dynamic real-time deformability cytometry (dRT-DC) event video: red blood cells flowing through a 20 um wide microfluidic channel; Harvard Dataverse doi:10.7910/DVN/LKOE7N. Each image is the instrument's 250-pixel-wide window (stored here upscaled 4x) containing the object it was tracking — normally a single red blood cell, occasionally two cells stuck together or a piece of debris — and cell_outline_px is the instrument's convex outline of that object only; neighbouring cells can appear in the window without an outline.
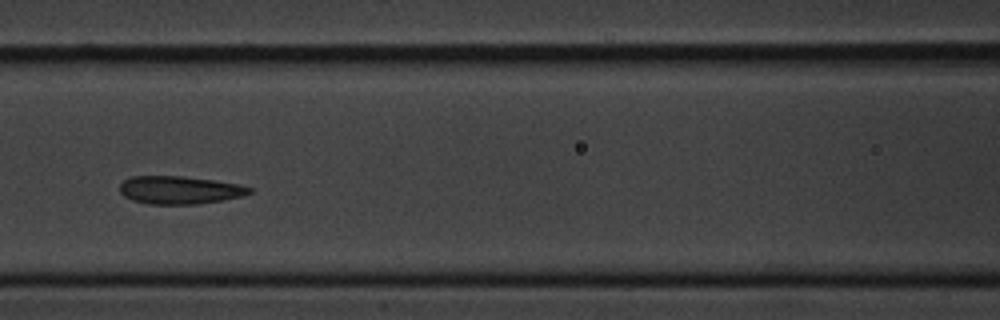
{"species": "common noctule bat (a hibernating species)", "species_latin": "Nyctalus noctula", "temperature_condition": "cold", "stored_images_in_passage": 10, "camera_frame_rate_fps": 3000, "um_per_image_px": 0.085, "animal": {"sex": "male", "body_mass_g": 20.1, "forearm_length_mm": 53.5}, "frame": {"image": 1, "passage_image": 5, "time_ms": 5.667, "image_size_px": [1000, 320], "cell_outline_px": [[252, 192], [244, 196], [224, 200], [196, 204], [148, 204], [132, 200], [124, 196], [120, 192], [120, 184], [124, 180], [132, 176], [184, 176], [216, 180], [240, 184], [252, 188]], "centroid_in_image_um": [15.3, 16.15], "position_along_channel_um": 151.3, "area_um2": 21.33}}
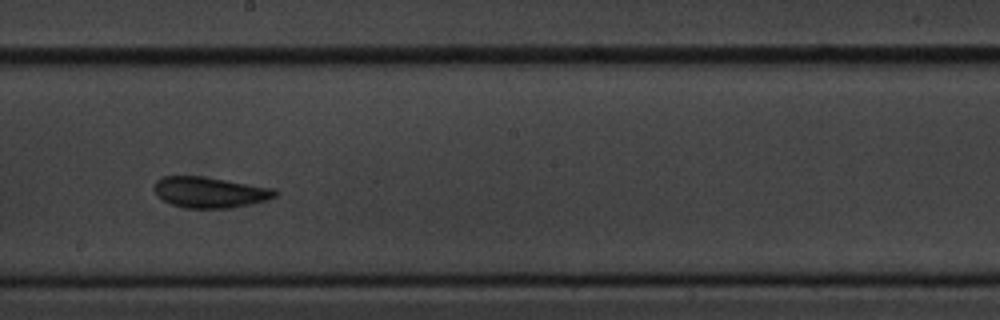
{"frame": {"image": 2, "passage_image": 7, "time_ms": 8.0, "image_size_px": [1000, 320], "cell_outline_px": [[280, 192], [276, 196], [268, 200], [252, 204], [232, 208], [184, 208], [172, 204], [156, 196], [152, 188], [152, 184], [160, 176], [204, 176], [276, 188]], "centroid_in_image_um": [17.84, 16.34], "position_along_channel_um": 230.4, "area_um2": 22.31}}
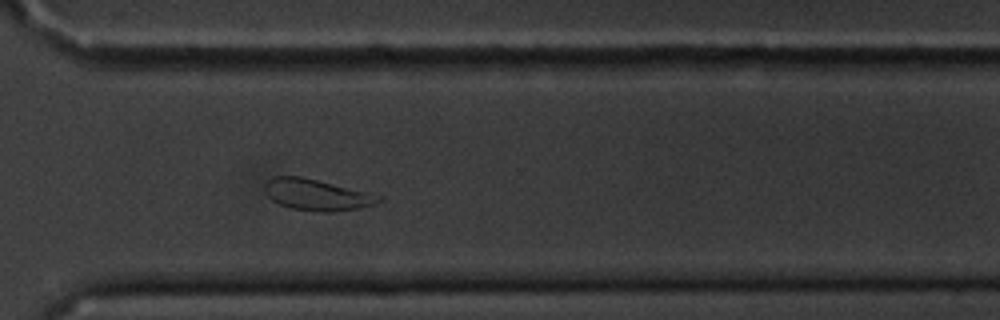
{"frame": {"image": 3, "passage_image": 10, "time_ms": 11.333, "image_size_px": [1000, 320], "cell_outline_px": [[384, 196], [376, 204], [356, 208], [332, 212], [320, 212], [292, 208], [280, 204], [272, 200], [268, 196], [264, 188], [264, 184], [272, 176], [300, 176], [368, 192]], "centroid_in_image_um": [26.91, 16.55], "position_along_channel_um": 343.7, "area_um2": 20.58}}